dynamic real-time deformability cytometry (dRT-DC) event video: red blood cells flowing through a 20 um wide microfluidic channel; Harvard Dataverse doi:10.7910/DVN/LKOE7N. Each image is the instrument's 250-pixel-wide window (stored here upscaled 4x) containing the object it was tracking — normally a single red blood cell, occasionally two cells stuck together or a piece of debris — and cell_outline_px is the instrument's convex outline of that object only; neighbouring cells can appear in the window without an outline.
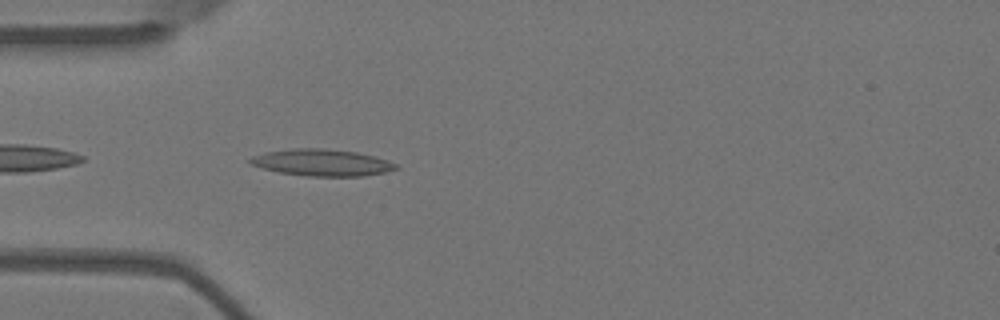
{"species": "Egyptian fruit bat (a non-hibernating species)", "species_latin": "Rousettus aegyptiacus", "temperature_condition": "warm", "stored_images_in_passage": 34, "camera_frame_rate_fps": 3000, "um_per_image_px": 0.085, "animal": {"sex": "female"}, "frame": {"image": 1, "passage_image": 2, "time_ms": 0.333, "image_size_px": [1000, 320], "cell_outline_px": [[400, 168], [384, 172], [364, 176], [308, 176], [280, 172], [264, 168], [252, 164], [248, 160], [252, 156], [264, 152], [292, 148], [324, 148], [356, 152], [376, 156], [388, 160], [396, 164]], "centroid_in_image_um": [27.39, 13.81], "position_along_channel_um": 57.6, "area_um2": 22.66}}
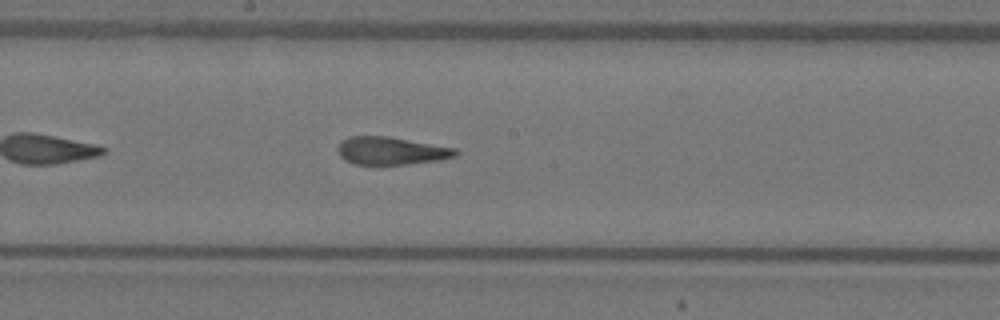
{"frame": {"image": 2, "passage_image": 15, "time_ms": 4.667, "image_size_px": [1000, 320], "cell_outline_px": [[460, 152], [456, 156], [440, 160], [404, 164], [356, 164], [344, 160], [340, 156], [336, 148], [340, 140], [348, 136], [388, 136], [456, 148]], "centroid_in_image_um": [33.22, 12.81], "position_along_channel_um": 215.0, "area_um2": 19.19}}
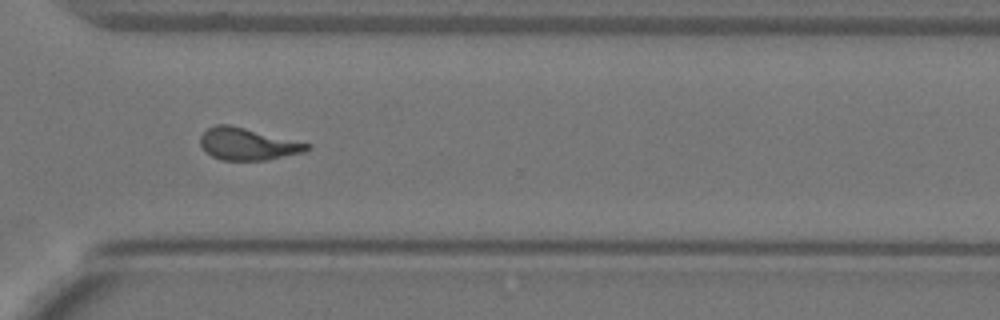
{"frame": {"image": 3, "passage_image": 26, "time_ms": 8.333, "image_size_px": [1000, 320], "cell_outline_px": [[312, 148], [304, 152], [264, 160], [220, 160], [204, 152], [200, 144], [200, 136], [208, 128], [216, 124], [228, 124], [312, 144]], "centroid_in_image_um": [21.03, 12.24], "position_along_channel_um": 349.6, "area_um2": 19.94}, "authors_computed_cell_mechanics": {"area_um2": 19.8832, "velocity_mm_per_s": 3.6811, "shape_relaxation_time_tau1_ms": 8.2469, "shape_relaxation_time_tau2_ms": 2.2666, "deformation_change_tau1": 0.263, "deformation_change_tau2": 0.1133}}